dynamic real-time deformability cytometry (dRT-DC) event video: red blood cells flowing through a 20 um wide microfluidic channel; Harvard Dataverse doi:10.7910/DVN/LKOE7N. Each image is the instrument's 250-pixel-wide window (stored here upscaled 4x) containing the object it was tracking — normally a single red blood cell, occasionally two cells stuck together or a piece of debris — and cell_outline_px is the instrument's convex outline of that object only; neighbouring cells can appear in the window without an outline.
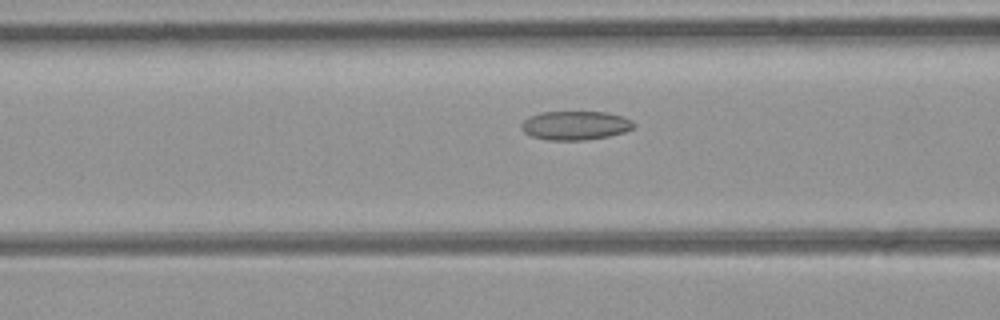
{"species": "common noctule bat (a hibernating species)", "species_latin": "Nyctalus noctula", "temperature_condition": "room temperature", "stored_images_in_passage": 13, "camera_frame_rate_fps": 3000, "um_per_image_px": 0.085, "animal": {"sex": "female", "body_mass_g": 21.9}, "frame": {"image": 1, "passage_image": 11, "time_ms": 3.333, "image_size_px": [1000, 320], "cell_outline_px": [[636, 124], [632, 128], [624, 132], [608, 136], [584, 140], [548, 140], [532, 136], [524, 132], [520, 128], [520, 124], [528, 116], [540, 112], [604, 112], [620, 116], [632, 120]], "centroid_in_image_um": [48.86, 10.66], "position_along_channel_um": 117.7, "area_um2": 18.9}}